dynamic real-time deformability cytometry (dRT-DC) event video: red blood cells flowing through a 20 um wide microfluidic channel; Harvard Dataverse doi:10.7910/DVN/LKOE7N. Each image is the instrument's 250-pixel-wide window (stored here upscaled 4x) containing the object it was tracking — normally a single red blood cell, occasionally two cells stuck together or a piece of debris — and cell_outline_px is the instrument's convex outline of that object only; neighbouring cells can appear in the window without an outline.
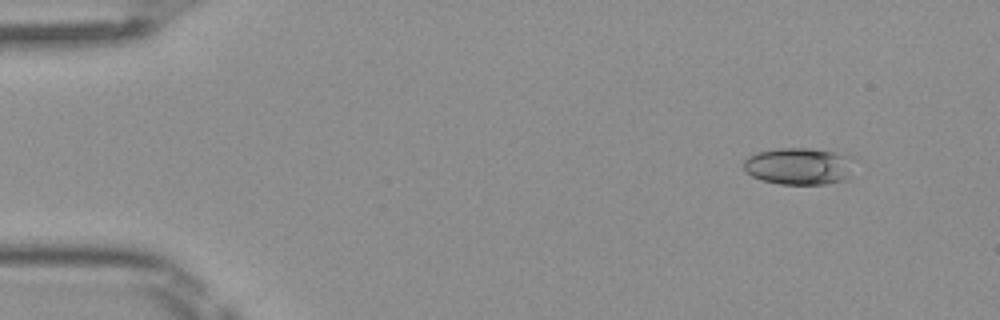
{"species": "Egyptian fruit bat (a non-hibernating species)", "species_latin": "Rousettus aegyptiacus", "temperature_condition": "room temperature", "stored_images_in_passage": 4, "camera_frame_rate_fps": 3000, "um_per_image_px": 0.085, "frame": {"image": 1, "passage_image": 1, "time_ms": 0.0, "image_size_px": [1000, 320], "cell_outline_px": [[856, 160], [852, 176], [848, 180], [824, 184], [780, 184], [764, 180], [752, 176], [744, 172], [744, 160], [748, 156], [756, 152], [780, 148], [808, 148], [832, 152], [852, 156]], "centroid_in_image_um": [67.98, 14.13], "position_along_channel_um": 17.0, "area_um2": 24.33}}